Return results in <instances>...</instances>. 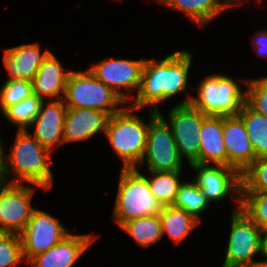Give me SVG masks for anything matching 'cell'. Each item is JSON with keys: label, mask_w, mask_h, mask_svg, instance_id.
I'll list each match as a JSON object with an SVG mask.
<instances>
[{"label": "cell", "mask_w": 267, "mask_h": 267, "mask_svg": "<svg viewBox=\"0 0 267 267\" xmlns=\"http://www.w3.org/2000/svg\"><path fill=\"white\" fill-rule=\"evenodd\" d=\"M192 57L191 52L180 50L160 61L145 60L140 87L130 106L134 109L152 106L151 110L158 112V103L184 92Z\"/></svg>", "instance_id": "6da1fadb"}, {"label": "cell", "mask_w": 267, "mask_h": 267, "mask_svg": "<svg viewBox=\"0 0 267 267\" xmlns=\"http://www.w3.org/2000/svg\"><path fill=\"white\" fill-rule=\"evenodd\" d=\"M14 146L6 156L3 181L22 183L50 189L53 185V173L50 170L51 151L42 146L27 130H18ZM9 165L11 168H9ZM11 170V171H10ZM18 178L9 180V173Z\"/></svg>", "instance_id": "7a4b0ae2"}, {"label": "cell", "mask_w": 267, "mask_h": 267, "mask_svg": "<svg viewBox=\"0 0 267 267\" xmlns=\"http://www.w3.org/2000/svg\"><path fill=\"white\" fill-rule=\"evenodd\" d=\"M130 105L109 117L105 135L115 153L123 161L122 168H138L147 142L149 123L158 115L157 111L149 109L150 120L144 123Z\"/></svg>", "instance_id": "3957f363"}, {"label": "cell", "mask_w": 267, "mask_h": 267, "mask_svg": "<svg viewBox=\"0 0 267 267\" xmlns=\"http://www.w3.org/2000/svg\"><path fill=\"white\" fill-rule=\"evenodd\" d=\"M197 89L196 97L189 94L178 105L190 104L205 115L237 116L245 103L246 92L233 78L224 74L206 76Z\"/></svg>", "instance_id": "277c9868"}, {"label": "cell", "mask_w": 267, "mask_h": 267, "mask_svg": "<svg viewBox=\"0 0 267 267\" xmlns=\"http://www.w3.org/2000/svg\"><path fill=\"white\" fill-rule=\"evenodd\" d=\"M113 219L121 227L140 217L159 215L162 205L152 195L147 177L137 168H122Z\"/></svg>", "instance_id": "5b68a950"}, {"label": "cell", "mask_w": 267, "mask_h": 267, "mask_svg": "<svg viewBox=\"0 0 267 267\" xmlns=\"http://www.w3.org/2000/svg\"><path fill=\"white\" fill-rule=\"evenodd\" d=\"M63 98L67 108H91L109 116L120 112L125 106L119 104L126 103L89 70L70 72Z\"/></svg>", "instance_id": "8992f818"}, {"label": "cell", "mask_w": 267, "mask_h": 267, "mask_svg": "<svg viewBox=\"0 0 267 267\" xmlns=\"http://www.w3.org/2000/svg\"><path fill=\"white\" fill-rule=\"evenodd\" d=\"M236 211L232 212L227 251L222 267L249 266L259 261L253 257L260 253L262 230L240 210V197Z\"/></svg>", "instance_id": "52a82bcc"}, {"label": "cell", "mask_w": 267, "mask_h": 267, "mask_svg": "<svg viewBox=\"0 0 267 267\" xmlns=\"http://www.w3.org/2000/svg\"><path fill=\"white\" fill-rule=\"evenodd\" d=\"M146 160V161H145ZM146 163L148 171H181L182 159L167 120L160 110L149 123L146 149L139 165Z\"/></svg>", "instance_id": "ba28073f"}, {"label": "cell", "mask_w": 267, "mask_h": 267, "mask_svg": "<svg viewBox=\"0 0 267 267\" xmlns=\"http://www.w3.org/2000/svg\"><path fill=\"white\" fill-rule=\"evenodd\" d=\"M205 116L190 104H177L168 115L167 124L171 128L180 157L181 159L186 158L189 165L199 163V137Z\"/></svg>", "instance_id": "9c48e42d"}, {"label": "cell", "mask_w": 267, "mask_h": 267, "mask_svg": "<svg viewBox=\"0 0 267 267\" xmlns=\"http://www.w3.org/2000/svg\"><path fill=\"white\" fill-rule=\"evenodd\" d=\"M35 188L23 183L0 181V232L20 234L33 211L31 199Z\"/></svg>", "instance_id": "30bf717a"}, {"label": "cell", "mask_w": 267, "mask_h": 267, "mask_svg": "<svg viewBox=\"0 0 267 267\" xmlns=\"http://www.w3.org/2000/svg\"><path fill=\"white\" fill-rule=\"evenodd\" d=\"M66 230L52 215L35 209L25 229L19 234L25 261L61 242L70 234Z\"/></svg>", "instance_id": "8fae6325"}, {"label": "cell", "mask_w": 267, "mask_h": 267, "mask_svg": "<svg viewBox=\"0 0 267 267\" xmlns=\"http://www.w3.org/2000/svg\"><path fill=\"white\" fill-rule=\"evenodd\" d=\"M145 60H127L107 58L101 60L96 65L88 70L106 86L116 92L126 103L130 98L135 97L130 90H139L141 83V73L143 70ZM124 88V92L121 89ZM128 90V94H125Z\"/></svg>", "instance_id": "7c38bea8"}, {"label": "cell", "mask_w": 267, "mask_h": 267, "mask_svg": "<svg viewBox=\"0 0 267 267\" xmlns=\"http://www.w3.org/2000/svg\"><path fill=\"white\" fill-rule=\"evenodd\" d=\"M196 170L194 182L205 194L209 202L220 201L231 193H241V174L224 165L193 163Z\"/></svg>", "instance_id": "4fadbf2b"}, {"label": "cell", "mask_w": 267, "mask_h": 267, "mask_svg": "<svg viewBox=\"0 0 267 267\" xmlns=\"http://www.w3.org/2000/svg\"><path fill=\"white\" fill-rule=\"evenodd\" d=\"M223 139L227 166L242 174L256 159L244 122L237 116H223Z\"/></svg>", "instance_id": "5bb4252c"}, {"label": "cell", "mask_w": 267, "mask_h": 267, "mask_svg": "<svg viewBox=\"0 0 267 267\" xmlns=\"http://www.w3.org/2000/svg\"><path fill=\"white\" fill-rule=\"evenodd\" d=\"M45 102H42L40 112L31 124L36 126L32 136L52 152L54 146L64 144L63 129L67 107L63 99L51 100L48 105Z\"/></svg>", "instance_id": "9a60e30c"}, {"label": "cell", "mask_w": 267, "mask_h": 267, "mask_svg": "<svg viewBox=\"0 0 267 267\" xmlns=\"http://www.w3.org/2000/svg\"><path fill=\"white\" fill-rule=\"evenodd\" d=\"M95 237L92 234H69L46 252L32 257L26 264L33 267H72Z\"/></svg>", "instance_id": "2e32d148"}, {"label": "cell", "mask_w": 267, "mask_h": 267, "mask_svg": "<svg viewBox=\"0 0 267 267\" xmlns=\"http://www.w3.org/2000/svg\"><path fill=\"white\" fill-rule=\"evenodd\" d=\"M109 115L91 108H67L64 119V143L87 140L105 132Z\"/></svg>", "instance_id": "e0dca14e"}, {"label": "cell", "mask_w": 267, "mask_h": 267, "mask_svg": "<svg viewBox=\"0 0 267 267\" xmlns=\"http://www.w3.org/2000/svg\"><path fill=\"white\" fill-rule=\"evenodd\" d=\"M38 43L22 44L4 51V65L9 73L8 79L32 82L38 68L49 55L50 50L40 52Z\"/></svg>", "instance_id": "ac0fdd59"}, {"label": "cell", "mask_w": 267, "mask_h": 267, "mask_svg": "<svg viewBox=\"0 0 267 267\" xmlns=\"http://www.w3.org/2000/svg\"><path fill=\"white\" fill-rule=\"evenodd\" d=\"M199 163L227 166L223 116L206 115L200 131Z\"/></svg>", "instance_id": "d6986e66"}, {"label": "cell", "mask_w": 267, "mask_h": 267, "mask_svg": "<svg viewBox=\"0 0 267 267\" xmlns=\"http://www.w3.org/2000/svg\"><path fill=\"white\" fill-rule=\"evenodd\" d=\"M70 72L64 71L60 61L50 52L33 77V93L43 100L46 98L63 99Z\"/></svg>", "instance_id": "ffe728a7"}, {"label": "cell", "mask_w": 267, "mask_h": 267, "mask_svg": "<svg viewBox=\"0 0 267 267\" xmlns=\"http://www.w3.org/2000/svg\"><path fill=\"white\" fill-rule=\"evenodd\" d=\"M174 10L185 12L186 16L202 27L228 7V1L223 0H156Z\"/></svg>", "instance_id": "44dd1931"}, {"label": "cell", "mask_w": 267, "mask_h": 267, "mask_svg": "<svg viewBox=\"0 0 267 267\" xmlns=\"http://www.w3.org/2000/svg\"><path fill=\"white\" fill-rule=\"evenodd\" d=\"M162 236L165 233L178 244L200 223L192 214L173 206H163L159 213Z\"/></svg>", "instance_id": "7402d4cb"}, {"label": "cell", "mask_w": 267, "mask_h": 267, "mask_svg": "<svg viewBox=\"0 0 267 267\" xmlns=\"http://www.w3.org/2000/svg\"><path fill=\"white\" fill-rule=\"evenodd\" d=\"M238 116L244 122L256 158L267 156V117L243 104Z\"/></svg>", "instance_id": "603a6c76"}, {"label": "cell", "mask_w": 267, "mask_h": 267, "mask_svg": "<svg viewBox=\"0 0 267 267\" xmlns=\"http://www.w3.org/2000/svg\"><path fill=\"white\" fill-rule=\"evenodd\" d=\"M139 246L148 248L162 237L159 215H150L125 222L121 227Z\"/></svg>", "instance_id": "cb8c5ba5"}, {"label": "cell", "mask_w": 267, "mask_h": 267, "mask_svg": "<svg viewBox=\"0 0 267 267\" xmlns=\"http://www.w3.org/2000/svg\"><path fill=\"white\" fill-rule=\"evenodd\" d=\"M148 172L153 175V178L147 177L152 195L157 199L162 207L172 206L175 202L179 186L182 183L179 180L181 171Z\"/></svg>", "instance_id": "d4e9b609"}, {"label": "cell", "mask_w": 267, "mask_h": 267, "mask_svg": "<svg viewBox=\"0 0 267 267\" xmlns=\"http://www.w3.org/2000/svg\"><path fill=\"white\" fill-rule=\"evenodd\" d=\"M209 205L210 202L195 182H182L172 206L192 214L200 221L199 215L202 214Z\"/></svg>", "instance_id": "484cf974"}, {"label": "cell", "mask_w": 267, "mask_h": 267, "mask_svg": "<svg viewBox=\"0 0 267 267\" xmlns=\"http://www.w3.org/2000/svg\"><path fill=\"white\" fill-rule=\"evenodd\" d=\"M44 100L37 95L25 98L15 105L8 107L2 114L12 124L18 126V130H27L40 112Z\"/></svg>", "instance_id": "4316f807"}, {"label": "cell", "mask_w": 267, "mask_h": 267, "mask_svg": "<svg viewBox=\"0 0 267 267\" xmlns=\"http://www.w3.org/2000/svg\"><path fill=\"white\" fill-rule=\"evenodd\" d=\"M240 210L261 230L267 229V192H241Z\"/></svg>", "instance_id": "83f0119b"}, {"label": "cell", "mask_w": 267, "mask_h": 267, "mask_svg": "<svg viewBox=\"0 0 267 267\" xmlns=\"http://www.w3.org/2000/svg\"><path fill=\"white\" fill-rule=\"evenodd\" d=\"M241 192H267V156L256 158L241 174Z\"/></svg>", "instance_id": "f1b7e54d"}, {"label": "cell", "mask_w": 267, "mask_h": 267, "mask_svg": "<svg viewBox=\"0 0 267 267\" xmlns=\"http://www.w3.org/2000/svg\"><path fill=\"white\" fill-rule=\"evenodd\" d=\"M33 93L32 82L28 80L7 79L0 90V109L2 113Z\"/></svg>", "instance_id": "f546056e"}, {"label": "cell", "mask_w": 267, "mask_h": 267, "mask_svg": "<svg viewBox=\"0 0 267 267\" xmlns=\"http://www.w3.org/2000/svg\"><path fill=\"white\" fill-rule=\"evenodd\" d=\"M24 260L20 235L0 232V267L16 266Z\"/></svg>", "instance_id": "4dcf8cb0"}, {"label": "cell", "mask_w": 267, "mask_h": 267, "mask_svg": "<svg viewBox=\"0 0 267 267\" xmlns=\"http://www.w3.org/2000/svg\"><path fill=\"white\" fill-rule=\"evenodd\" d=\"M245 103L254 111L267 117V76L245 81Z\"/></svg>", "instance_id": "1f68e13d"}, {"label": "cell", "mask_w": 267, "mask_h": 267, "mask_svg": "<svg viewBox=\"0 0 267 267\" xmlns=\"http://www.w3.org/2000/svg\"><path fill=\"white\" fill-rule=\"evenodd\" d=\"M255 46L253 48L256 50L257 55L266 58L267 57V30H262V32L256 35Z\"/></svg>", "instance_id": "d6a6232c"}, {"label": "cell", "mask_w": 267, "mask_h": 267, "mask_svg": "<svg viewBox=\"0 0 267 267\" xmlns=\"http://www.w3.org/2000/svg\"><path fill=\"white\" fill-rule=\"evenodd\" d=\"M260 254L265 257V261L259 262L267 265V229L262 230Z\"/></svg>", "instance_id": "836d02e7"}, {"label": "cell", "mask_w": 267, "mask_h": 267, "mask_svg": "<svg viewBox=\"0 0 267 267\" xmlns=\"http://www.w3.org/2000/svg\"><path fill=\"white\" fill-rule=\"evenodd\" d=\"M5 150L3 148V141L0 136V181H3V174H4V168H5Z\"/></svg>", "instance_id": "e575fe53"}, {"label": "cell", "mask_w": 267, "mask_h": 267, "mask_svg": "<svg viewBox=\"0 0 267 267\" xmlns=\"http://www.w3.org/2000/svg\"><path fill=\"white\" fill-rule=\"evenodd\" d=\"M242 267H267V265L259 262V263L253 264V265L242 266Z\"/></svg>", "instance_id": "d590c367"}, {"label": "cell", "mask_w": 267, "mask_h": 267, "mask_svg": "<svg viewBox=\"0 0 267 267\" xmlns=\"http://www.w3.org/2000/svg\"><path fill=\"white\" fill-rule=\"evenodd\" d=\"M227 1H228V7H230V6L234 5L233 3H235V2H236V4H237L238 2H241V3H242L243 0H227ZM244 1H245V0H244Z\"/></svg>", "instance_id": "8d00e7d4"}]
</instances>
